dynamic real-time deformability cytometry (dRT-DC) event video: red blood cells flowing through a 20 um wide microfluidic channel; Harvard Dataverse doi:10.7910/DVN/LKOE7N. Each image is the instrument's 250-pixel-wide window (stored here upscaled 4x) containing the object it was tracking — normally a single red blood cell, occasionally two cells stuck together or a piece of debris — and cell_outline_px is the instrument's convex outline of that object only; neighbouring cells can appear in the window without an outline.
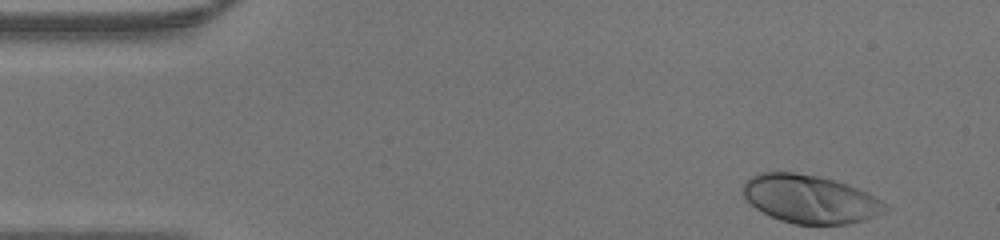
{"species": "human", "species_latin": "Homo sapiens", "temperature_condition": "warm", "stored_images_in_passage": 35, "camera_frame_rate_fps": 3000, "um_per_image_px": 0.085, "donor": {"sex": "male"}, "frame": {"image": 1, "passage_image": 1, "time_ms": 0.0, "image_size_px": [1000, 240], "cell_outline_px": [[892, 208], [888, 212], [864, 220], [848, 224], [796, 224], [780, 220], [756, 208], [744, 196], [740, 188], [744, 180], [760, 172], [792, 172], [820, 176], [848, 184], [868, 192], [884, 200]], "centroid_in_image_um": [68.92, 16.91], "position_along_channel_um": 16.1, "area_um2": 40.52}}
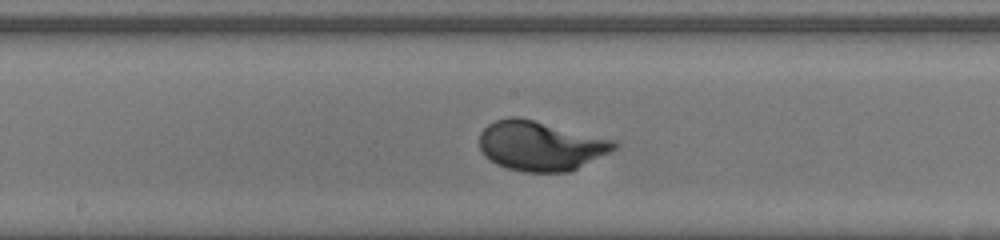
{"frame": {"image": 2, "passage_image": 21, "time_ms": 6.667, "image_size_px": [1000, 240], "cell_outline_px": [[620, 144], [616, 148], [568, 172], [520, 172], [496, 164], [484, 156], [480, 148], [480, 132], [488, 124], [496, 120], [508, 116], [516, 116], [616, 140]], "centroid_in_image_um": [45.91, 12.39], "position_along_channel_um": 202.3, "area_um2": 38.78}}
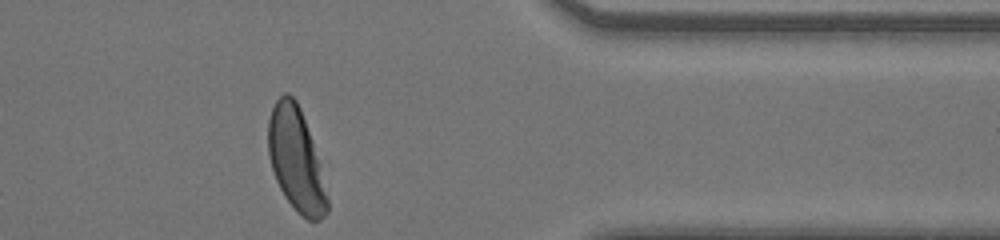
{"frame": {"image": 3, "passage_image": 35, "time_ms": 11.333, "image_size_px": [1000, 240], "cell_outline_px": [[328, 212], [320, 220], [308, 220], [284, 196], [276, 180], [268, 156], [268, 120], [272, 108], [276, 100], [284, 92], [288, 92], [296, 100], [300, 108], [312, 144], [328, 200]], "centroid_in_image_um": [25.11, 13.53], "position_along_channel_um": 386.3, "area_um2": 34.33}}